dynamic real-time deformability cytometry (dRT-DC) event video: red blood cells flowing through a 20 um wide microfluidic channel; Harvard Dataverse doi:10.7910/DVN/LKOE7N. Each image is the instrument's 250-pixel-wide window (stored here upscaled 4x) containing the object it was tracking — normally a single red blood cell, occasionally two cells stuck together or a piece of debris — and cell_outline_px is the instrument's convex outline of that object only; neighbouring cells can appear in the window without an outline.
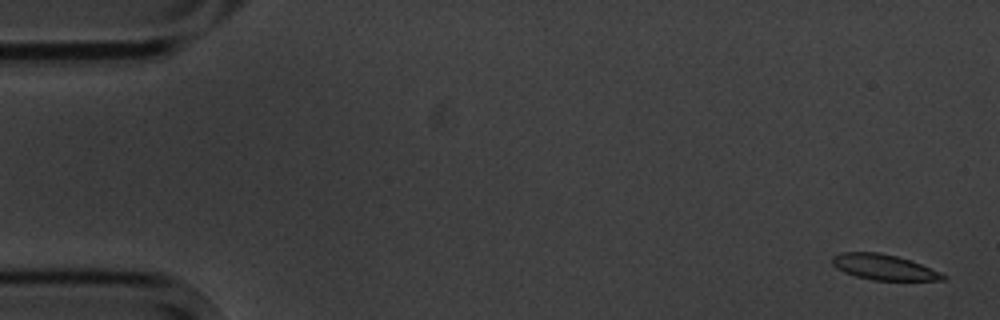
{"species": "common noctule bat (a hibernating species)", "species_latin": "Nyctalus noctula", "temperature_condition": "cold", "stored_images_in_passage": 6, "camera_frame_rate_fps": 3000, "um_per_image_px": 0.085, "animal": {"sex": "male", "body_mass_g": 20.1, "forearm_length_mm": 53.5}, "frame": {"image": 1, "passage_image": 1, "time_ms": 0.0, "image_size_px": [1000, 320], "cell_outline_px": [[948, 276], [944, 280], [872, 280], [856, 276], [844, 272], [836, 268], [832, 264], [832, 256], [840, 252], [880, 252], [912, 260], [940, 272]], "centroid_in_image_um": [75.11, 22.7], "position_along_channel_um": 9.9, "area_um2": 16.53}}
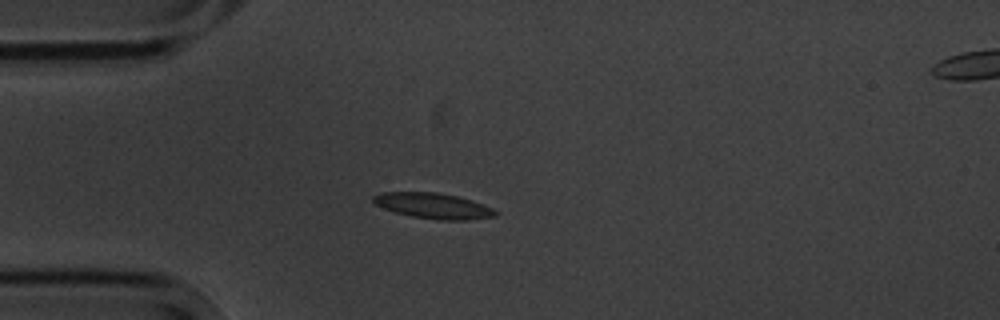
{"frame": {"image": 2, "passage_image": 4, "time_ms": 4.333, "image_size_px": [1000, 320], "cell_outline_px": [[496, 216], [468, 220], [440, 220], [412, 216], [396, 212], [384, 208], [376, 204], [372, 200], [372, 196], [380, 192], [436, 192], [456, 196], [472, 200], [492, 208], [496, 212]], "centroid_in_image_um": [36.81, 17.49], "position_along_channel_um": 48.2, "area_um2": 18.03}}
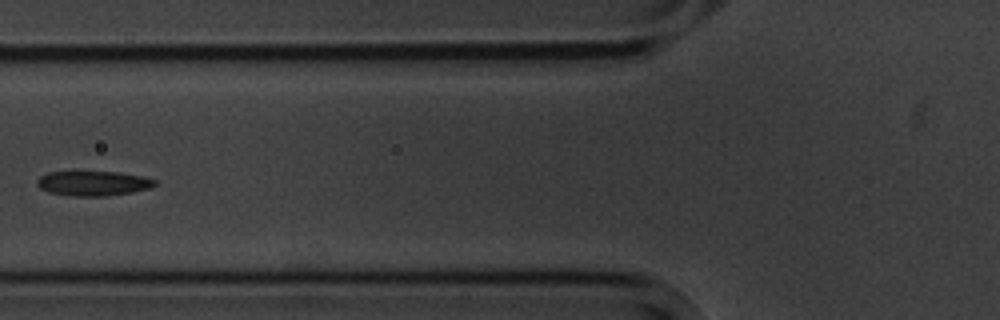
{"frame": {"image": 3, "passage_image": 6, "time_ms": 6.667, "image_size_px": [1000, 320], "cell_outline_px": [[156, 184], [148, 188], [132, 192], [108, 196], [72, 196], [48, 192], [40, 188], [36, 184], [36, 180], [40, 176], [48, 172], [116, 172], [144, 176], [156, 180]], "centroid_in_image_um": [7.9, 15.59], "position_along_channel_um": 117.9, "area_um2": 16.99}}